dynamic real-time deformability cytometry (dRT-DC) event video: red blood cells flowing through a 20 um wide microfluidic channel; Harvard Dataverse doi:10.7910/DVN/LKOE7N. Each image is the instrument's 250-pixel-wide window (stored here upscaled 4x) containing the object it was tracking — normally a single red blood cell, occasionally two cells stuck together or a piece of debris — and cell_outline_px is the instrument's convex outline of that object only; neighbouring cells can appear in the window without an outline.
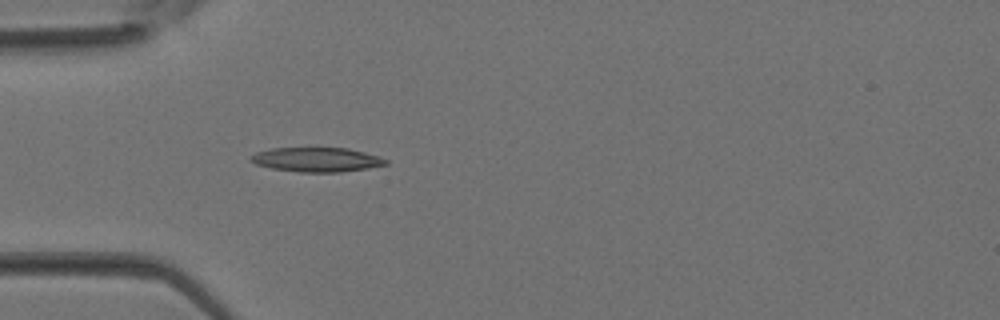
{"species": "Egyptian fruit bat (a non-hibernating species)", "species_latin": "Rousettus aegyptiacus", "temperature_condition": "room temperature", "stored_images_in_passage": 27, "camera_frame_rate_fps": 3000, "um_per_image_px": 0.085, "animal": {"sex": "female"}, "frame": {"image": 1, "passage_image": 1, "time_ms": 0.0, "image_size_px": [1000, 320], "cell_outline_px": [[388, 164], [368, 168], [340, 172], [300, 172], [272, 168], [256, 164], [248, 156], [256, 152], [272, 148], [316, 144], [348, 148], [380, 156], [388, 160]], "centroid_in_image_um": [26.92, 13.5], "position_along_channel_um": 58.1, "area_um2": 20.23}}
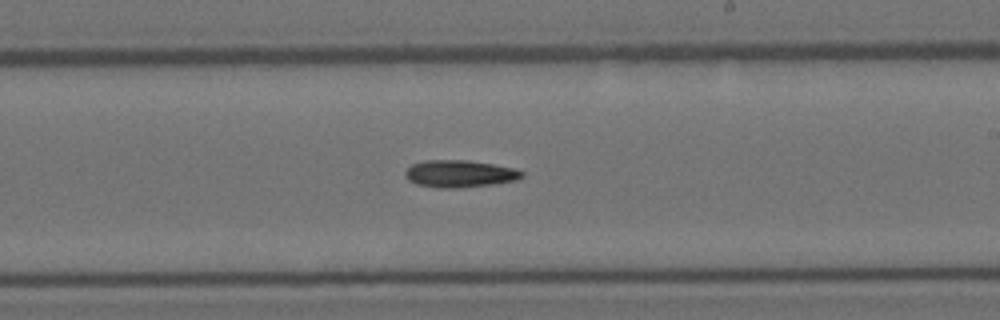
{"frame": {"image": 2, "passage_image": 12, "time_ms": 3.667, "image_size_px": [1000, 320], "cell_outline_px": [[524, 176], [516, 180], [496, 184], [456, 188], [440, 188], [416, 184], [408, 180], [404, 176], [404, 172], [412, 164], [424, 160], [468, 160], [492, 164], [512, 168], [524, 172]], "centroid_in_image_um": [39.05, 14.77], "position_along_channel_um": 250.0, "area_um2": 18.55}}
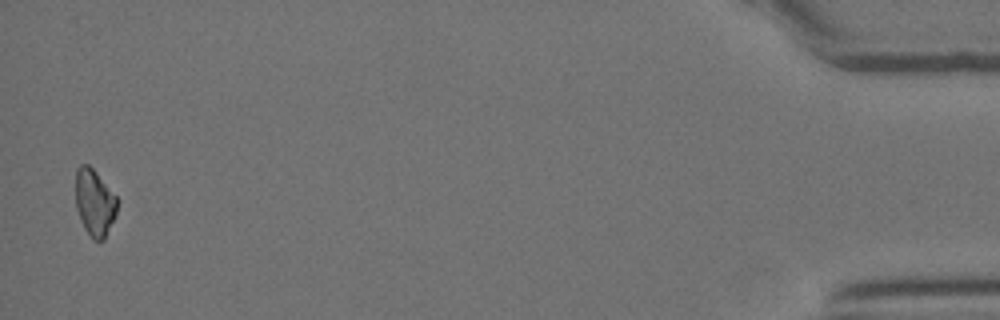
{"frame": {"image": 3, "passage_image": 27, "time_ms": 8.667, "image_size_px": [1000, 320], "cell_outline_px": [[120, 200], [116, 216], [104, 240], [92, 240], [84, 228], [80, 220], [76, 208], [76, 168], [80, 164], [88, 164], [96, 172]], "centroid_in_image_um": [8.06, 17.23], "position_along_channel_um": 427.1, "area_um2": 16.53}}